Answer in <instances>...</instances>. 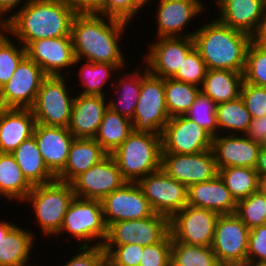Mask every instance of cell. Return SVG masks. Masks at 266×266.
<instances>
[{
    "label": "cell",
    "instance_id": "1",
    "mask_svg": "<svg viewBox=\"0 0 266 266\" xmlns=\"http://www.w3.org/2000/svg\"><path fill=\"white\" fill-rule=\"evenodd\" d=\"M100 14H76L71 25V38L75 53V65L82 59L94 63L126 65L121 36L129 24ZM106 18V20H105Z\"/></svg>",
    "mask_w": 266,
    "mask_h": 266
},
{
    "label": "cell",
    "instance_id": "2",
    "mask_svg": "<svg viewBox=\"0 0 266 266\" xmlns=\"http://www.w3.org/2000/svg\"><path fill=\"white\" fill-rule=\"evenodd\" d=\"M8 16V34L24 47L34 40L71 36L76 15L65 0H30Z\"/></svg>",
    "mask_w": 266,
    "mask_h": 266
},
{
    "label": "cell",
    "instance_id": "3",
    "mask_svg": "<svg viewBox=\"0 0 266 266\" xmlns=\"http://www.w3.org/2000/svg\"><path fill=\"white\" fill-rule=\"evenodd\" d=\"M193 40L208 70L244 72L247 50L253 40L251 35L215 18L195 29Z\"/></svg>",
    "mask_w": 266,
    "mask_h": 266
},
{
    "label": "cell",
    "instance_id": "4",
    "mask_svg": "<svg viewBox=\"0 0 266 266\" xmlns=\"http://www.w3.org/2000/svg\"><path fill=\"white\" fill-rule=\"evenodd\" d=\"M161 135L133 131L111 154L122 177L137 182L161 168Z\"/></svg>",
    "mask_w": 266,
    "mask_h": 266
},
{
    "label": "cell",
    "instance_id": "5",
    "mask_svg": "<svg viewBox=\"0 0 266 266\" xmlns=\"http://www.w3.org/2000/svg\"><path fill=\"white\" fill-rule=\"evenodd\" d=\"M74 197L71 183L55 179L46 184L34 185L22 202L32 206L43 234L56 236Z\"/></svg>",
    "mask_w": 266,
    "mask_h": 266
},
{
    "label": "cell",
    "instance_id": "6",
    "mask_svg": "<svg viewBox=\"0 0 266 266\" xmlns=\"http://www.w3.org/2000/svg\"><path fill=\"white\" fill-rule=\"evenodd\" d=\"M64 232L71 235L69 238L74 237L78 239L77 242H82L78 247H91L92 243L93 247L102 246L107 236V227L101 201L74 197L56 235L60 236Z\"/></svg>",
    "mask_w": 266,
    "mask_h": 266
},
{
    "label": "cell",
    "instance_id": "7",
    "mask_svg": "<svg viewBox=\"0 0 266 266\" xmlns=\"http://www.w3.org/2000/svg\"><path fill=\"white\" fill-rule=\"evenodd\" d=\"M47 75L41 82L35 102L30 108L37 124L68 128L74 97H70L67 76Z\"/></svg>",
    "mask_w": 266,
    "mask_h": 266
},
{
    "label": "cell",
    "instance_id": "8",
    "mask_svg": "<svg viewBox=\"0 0 266 266\" xmlns=\"http://www.w3.org/2000/svg\"><path fill=\"white\" fill-rule=\"evenodd\" d=\"M169 119L165 79L148 71L142 77L141 91L132 119L133 131L161 135Z\"/></svg>",
    "mask_w": 266,
    "mask_h": 266
},
{
    "label": "cell",
    "instance_id": "9",
    "mask_svg": "<svg viewBox=\"0 0 266 266\" xmlns=\"http://www.w3.org/2000/svg\"><path fill=\"white\" fill-rule=\"evenodd\" d=\"M220 214L192 205H186L169 219V230L177 242L211 247Z\"/></svg>",
    "mask_w": 266,
    "mask_h": 266
},
{
    "label": "cell",
    "instance_id": "10",
    "mask_svg": "<svg viewBox=\"0 0 266 266\" xmlns=\"http://www.w3.org/2000/svg\"><path fill=\"white\" fill-rule=\"evenodd\" d=\"M136 183L155 213L170 219L187 205L188 187L168 176L161 168Z\"/></svg>",
    "mask_w": 266,
    "mask_h": 266
},
{
    "label": "cell",
    "instance_id": "11",
    "mask_svg": "<svg viewBox=\"0 0 266 266\" xmlns=\"http://www.w3.org/2000/svg\"><path fill=\"white\" fill-rule=\"evenodd\" d=\"M169 232V218L154 213L143 219L123 220L110 224L103 245L147 246L160 242Z\"/></svg>",
    "mask_w": 266,
    "mask_h": 266
},
{
    "label": "cell",
    "instance_id": "12",
    "mask_svg": "<svg viewBox=\"0 0 266 266\" xmlns=\"http://www.w3.org/2000/svg\"><path fill=\"white\" fill-rule=\"evenodd\" d=\"M162 153L195 154L212 149V136L185 115L171 117L161 133Z\"/></svg>",
    "mask_w": 266,
    "mask_h": 266
},
{
    "label": "cell",
    "instance_id": "13",
    "mask_svg": "<svg viewBox=\"0 0 266 266\" xmlns=\"http://www.w3.org/2000/svg\"><path fill=\"white\" fill-rule=\"evenodd\" d=\"M161 169L187 187L218 175L212 149L195 154L161 153Z\"/></svg>",
    "mask_w": 266,
    "mask_h": 266
},
{
    "label": "cell",
    "instance_id": "14",
    "mask_svg": "<svg viewBox=\"0 0 266 266\" xmlns=\"http://www.w3.org/2000/svg\"><path fill=\"white\" fill-rule=\"evenodd\" d=\"M46 76L39 65L25 56L17 65L10 80L0 88L4 108L30 109Z\"/></svg>",
    "mask_w": 266,
    "mask_h": 266
},
{
    "label": "cell",
    "instance_id": "15",
    "mask_svg": "<svg viewBox=\"0 0 266 266\" xmlns=\"http://www.w3.org/2000/svg\"><path fill=\"white\" fill-rule=\"evenodd\" d=\"M126 182L113 156L108 154L100 162L76 177L71 185L75 197L101 201Z\"/></svg>",
    "mask_w": 266,
    "mask_h": 266
},
{
    "label": "cell",
    "instance_id": "16",
    "mask_svg": "<svg viewBox=\"0 0 266 266\" xmlns=\"http://www.w3.org/2000/svg\"><path fill=\"white\" fill-rule=\"evenodd\" d=\"M101 205L106 227L118 221L143 219L155 213L136 182H126L104 197Z\"/></svg>",
    "mask_w": 266,
    "mask_h": 266
},
{
    "label": "cell",
    "instance_id": "17",
    "mask_svg": "<svg viewBox=\"0 0 266 266\" xmlns=\"http://www.w3.org/2000/svg\"><path fill=\"white\" fill-rule=\"evenodd\" d=\"M249 230L235 213L219 216L211 248L220 264L247 261Z\"/></svg>",
    "mask_w": 266,
    "mask_h": 266
},
{
    "label": "cell",
    "instance_id": "18",
    "mask_svg": "<svg viewBox=\"0 0 266 266\" xmlns=\"http://www.w3.org/2000/svg\"><path fill=\"white\" fill-rule=\"evenodd\" d=\"M194 47L193 37L157 38L155 43H150V50L143 61L147 62L146 67L151 74L163 79L172 78Z\"/></svg>",
    "mask_w": 266,
    "mask_h": 266
},
{
    "label": "cell",
    "instance_id": "19",
    "mask_svg": "<svg viewBox=\"0 0 266 266\" xmlns=\"http://www.w3.org/2000/svg\"><path fill=\"white\" fill-rule=\"evenodd\" d=\"M25 49L26 56L39 65L46 75L60 76L62 70H66L64 72L69 76L68 68L75 65L71 36L34 40Z\"/></svg>",
    "mask_w": 266,
    "mask_h": 266
},
{
    "label": "cell",
    "instance_id": "20",
    "mask_svg": "<svg viewBox=\"0 0 266 266\" xmlns=\"http://www.w3.org/2000/svg\"><path fill=\"white\" fill-rule=\"evenodd\" d=\"M157 38L161 37H193L194 32L185 33V27L195 19L202 10L201 0H158ZM185 33V34H183Z\"/></svg>",
    "mask_w": 266,
    "mask_h": 266
},
{
    "label": "cell",
    "instance_id": "21",
    "mask_svg": "<svg viewBox=\"0 0 266 266\" xmlns=\"http://www.w3.org/2000/svg\"><path fill=\"white\" fill-rule=\"evenodd\" d=\"M239 134L212 137V151L218 170L227 167L256 168L262 145Z\"/></svg>",
    "mask_w": 266,
    "mask_h": 266
},
{
    "label": "cell",
    "instance_id": "22",
    "mask_svg": "<svg viewBox=\"0 0 266 266\" xmlns=\"http://www.w3.org/2000/svg\"><path fill=\"white\" fill-rule=\"evenodd\" d=\"M33 136L46 166L57 176L67 163L74 136L66 127L37 123Z\"/></svg>",
    "mask_w": 266,
    "mask_h": 266
},
{
    "label": "cell",
    "instance_id": "23",
    "mask_svg": "<svg viewBox=\"0 0 266 266\" xmlns=\"http://www.w3.org/2000/svg\"><path fill=\"white\" fill-rule=\"evenodd\" d=\"M220 17L217 18L232 29L254 37L262 24L266 0H216Z\"/></svg>",
    "mask_w": 266,
    "mask_h": 266
},
{
    "label": "cell",
    "instance_id": "24",
    "mask_svg": "<svg viewBox=\"0 0 266 266\" xmlns=\"http://www.w3.org/2000/svg\"><path fill=\"white\" fill-rule=\"evenodd\" d=\"M105 96L75 95L68 126L74 138H94L108 108Z\"/></svg>",
    "mask_w": 266,
    "mask_h": 266
},
{
    "label": "cell",
    "instance_id": "25",
    "mask_svg": "<svg viewBox=\"0 0 266 266\" xmlns=\"http://www.w3.org/2000/svg\"><path fill=\"white\" fill-rule=\"evenodd\" d=\"M36 120L31 109L3 108L0 111V152L13 153L33 136Z\"/></svg>",
    "mask_w": 266,
    "mask_h": 266
},
{
    "label": "cell",
    "instance_id": "26",
    "mask_svg": "<svg viewBox=\"0 0 266 266\" xmlns=\"http://www.w3.org/2000/svg\"><path fill=\"white\" fill-rule=\"evenodd\" d=\"M187 204L212 210L220 215L234 214L237 208V202L219 175L212 180L189 186Z\"/></svg>",
    "mask_w": 266,
    "mask_h": 266
},
{
    "label": "cell",
    "instance_id": "27",
    "mask_svg": "<svg viewBox=\"0 0 266 266\" xmlns=\"http://www.w3.org/2000/svg\"><path fill=\"white\" fill-rule=\"evenodd\" d=\"M107 155L108 153L94 138H75L70 147L67 163L56 179L71 183Z\"/></svg>",
    "mask_w": 266,
    "mask_h": 266
},
{
    "label": "cell",
    "instance_id": "28",
    "mask_svg": "<svg viewBox=\"0 0 266 266\" xmlns=\"http://www.w3.org/2000/svg\"><path fill=\"white\" fill-rule=\"evenodd\" d=\"M26 179L34 186L46 184L56 176L46 166L34 136L25 140L12 153Z\"/></svg>",
    "mask_w": 266,
    "mask_h": 266
},
{
    "label": "cell",
    "instance_id": "29",
    "mask_svg": "<svg viewBox=\"0 0 266 266\" xmlns=\"http://www.w3.org/2000/svg\"><path fill=\"white\" fill-rule=\"evenodd\" d=\"M243 73L231 70H208L201 91L216 104L240 97Z\"/></svg>",
    "mask_w": 266,
    "mask_h": 266
},
{
    "label": "cell",
    "instance_id": "30",
    "mask_svg": "<svg viewBox=\"0 0 266 266\" xmlns=\"http://www.w3.org/2000/svg\"><path fill=\"white\" fill-rule=\"evenodd\" d=\"M32 232L16 225L0 240V266H24L28 264L34 238Z\"/></svg>",
    "mask_w": 266,
    "mask_h": 266
},
{
    "label": "cell",
    "instance_id": "31",
    "mask_svg": "<svg viewBox=\"0 0 266 266\" xmlns=\"http://www.w3.org/2000/svg\"><path fill=\"white\" fill-rule=\"evenodd\" d=\"M33 185L26 179L12 153L0 152V195L22 202ZM3 195V196H2Z\"/></svg>",
    "mask_w": 266,
    "mask_h": 266
},
{
    "label": "cell",
    "instance_id": "32",
    "mask_svg": "<svg viewBox=\"0 0 266 266\" xmlns=\"http://www.w3.org/2000/svg\"><path fill=\"white\" fill-rule=\"evenodd\" d=\"M144 69L142 73L137 69L132 75L124 74L117 81H114L115 85L113 88L117 90L114 92L119 97H116L117 100L114 98H112L113 100H107L108 108L131 121L140 95L142 77L148 72L147 67Z\"/></svg>",
    "mask_w": 266,
    "mask_h": 266
},
{
    "label": "cell",
    "instance_id": "33",
    "mask_svg": "<svg viewBox=\"0 0 266 266\" xmlns=\"http://www.w3.org/2000/svg\"><path fill=\"white\" fill-rule=\"evenodd\" d=\"M133 132L132 121L107 108L94 139L112 154Z\"/></svg>",
    "mask_w": 266,
    "mask_h": 266
},
{
    "label": "cell",
    "instance_id": "34",
    "mask_svg": "<svg viewBox=\"0 0 266 266\" xmlns=\"http://www.w3.org/2000/svg\"><path fill=\"white\" fill-rule=\"evenodd\" d=\"M236 202L248 197L260 189V180L255 168L227 167L218 170Z\"/></svg>",
    "mask_w": 266,
    "mask_h": 266
},
{
    "label": "cell",
    "instance_id": "35",
    "mask_svg": "<svg viewBox=\"0 0 266 266\" xmlns=\"http://www.w3.org/2000/svg\"><path fill=\"white\" fill-rule=\"evenodd\" d=\"M216 118L218 130H226V133L237 135L242 132L243 135L247 132L250 122L252 121L251 114L245 107L241 97L237 99L217 104Z\"/></svg>",
    "mask_w": 266,
    "mask_h": 266
},
{
    "label": "cell",
    "instance_id": "36",
    "mask_svg": "<svg viewBox=\"0 0 266 266\" xmlns=\"http://www.w3.org/2000/svg\"><path fill=\"white\" fill-rule=\"evenodd\" d=\"M200 91L201 87L193 84L165 78V100L170 118L185 115Z\"/></svg>",
    "mask_w": 266,
    "mask_h": 266
},
{
    "label": "cell",
    "instance_id": "37",
    "mask_svg": "<svg viewBox=\"0 0 266 266\" xmlns=\"http://www.w3.org/2000/svg\"><path fill=\"white\" fill-rule=\"evenodd\" d=\"M171 266H220L211 247L177 242L172 238Z\"/></svg>",
    "mask_w": 266,
    "mask_h": 266
},
{
    "label": "cell",
    "instance_id": "38",
    "mask_svg": "<svg viewBox=\"0 0 266 266\" xmlns=\"http://www.w3.org/2000/svg\"><path fill=\"white\" fill-rule=\"evenodd\" d=\"M126 65H114L110 63H94L87 61L81 65L79 70L83 90L81 95L106 96L103 86L112 76V72L125 68Z\"/></svg>",
    "mask_w": 266,
    "mask_h": 266
},
{
    "label": "cell",
    "instance_id": "39",
    "mask_svg": "<svg viewBox=\"0 0 266 266\" xmlns=\"http://www.w3.org/2000/svg\"><path fill=\"white\" fill-rule=\"evenodd\" d=\"M235 214L249 228L266 224V194L260 188L237 202Z\"/></svg>",
    "mask_w": 266,
    "mask_h": 266
},
{
    "label": "cell",
    "instance_id": "40",
    "mask_svg": "<svg viewBox=\"0 0 266 266\" xmlns=\"http://www.w3.org/2000/svg\"><path fill=\"white\" fill-rule=\"evenodd\" d=\"M216 109L217 104L200 91L185 116L197 123L212 137H215L220 132L217 125Z\"/></svg>",
    "mask_w": 266,
    "mask_h": 266
},
{
    "label": "cell",
    "instance_id": "41",
    "mask_svg": "<svg viewBox=\"0 0 266 266\" xmlns=\"http://www.w3.org/2000/svg\"><path fill=\"white\" fill-rule=\"evenodd\" d=\"M243 79L246 83L266 87V47L254 39L247 50Z\"/></svg>",
    "mask_w": 266,
    "mask_h": 266
},
{
    "label": "cell",
    "instance_id": "42",
    "mask_svg": "<svg viewBox=\"0 0 266 266\" xmlns=\"http://www.w3.org/2000/svg\"><path fill=\"white\" fill-rule=\"evenodd\" d=\"M7 35H6V34ZM0 38V88L12 77L17 65L26 56L25 47L15 45L5 32Z\"/></svg>",
    "mask_w": 266,
    "mask_h": 266
},
{
    "label": "cell",
    "instance_id": "43",
    "mask_svg": "<svg viewBox=\"0 0 266 266\" xmlns=\"http://www.w3.org/2000/svg\"><path fill=\"white\" fill-rule=\"evenodd\" d=\"M208 69L198 50L194 47L185 57L181 67L172 77L175 80L201 87Z\"/></svg>",
    "mask_w": 266,
    "mask_h": 266
},
{
    "label": "cell",
    "instance_id": "44",
    "mask_svg": "<svg viewBox=\"0 0 266 266\" xmlns=\"http://www.w3.org/2000/svg\"><path fill=\"white\" fill-rule=\"evenodd\" d=\"M102 247L107 254L108 266H139L143 246L127 244L102 245Z\"/></svg>",
    "mask_w": 266,
    "mask_h": 266
},
{
    "label": "cell",
    "instance_id": "45",
    "mask_svg": "<svg viewBox=\"0 0 266 266\" xmlns=\"http://www.w3.org/2000/svg\"><path fill=\"white\" fill-rule=\"evenodd\" d=\"M172 236L169 232L160 242L143 246L139 266H170Z\"/></svg>",
    "mask_w": 266,
    "mask_h": 266
},
{
    "label": "cell",
    "instance_id": "46",
    "mask_svg": "<svg viewBox=\"0 0 266 266\" xmlns=\"http://www.w3.org/2000/svg\"><path fill=\"white\" fill-rule=\"evenodd\" d=\"M240 97L252 119L266 116V87L256 86L243 81Z\"/></svg>",
    "mask_w": 266,
    "mask_h": 266
},
{
    "label": "cell",
    "instance_id": "47",
    "mask_svg": "<svg viewBox=\"0 0 266 266\" xmlns=\"http://www.w3.org/2000/svg\"><path fill=\"white\" fill-rule=\"evenodd\" d=\"M76 252L63 266H108L102 246L79 247Z\"/></svg>",
    "mask_w": 266,
    "mask_h": 266
},
{
    "label": "cell",
    "instance_id": "48",
    "mask_svg": "<svg viewBox=\"0 0 266 266\" xmlns=\"http://www.w3.org/2000/svg\"><path fill=\"white\" fill-rule=\"evenodd\" d=\"M142 7L135 0H106L105 16L130 23Z\"/></svg>",
    "mask_w": 266,
    "mask_h": 266
},
{
    "label": "cell",
    "instance_id": "49",
    "mask_svg": "<svg viewBox=\"0 0 266 266\" xmlns=\"http://www.w3.org/2000/svg\"><path fill=\"white\" fill-rule=\"evenodd\" d=\"M247 261H266V224L249 230Z\"/></svg>",
    "mask_w": 266,
    "mask_h": 266
},
{
    "label": "cell",
    "instance_id": "50",
    "mask_svg": "<svg viewBox=\"0 0 266 266\" xmlns=\"http://www.w3.org/2000/svg\"><path fill=\"white\" fill-rule=\"evenodd\" d=\"M76 14L105 15L106 0H65Z\"/></svg>",
    "mask_w": 266,
    "mask_h": 266
},
{
    "label": "cell",
    "instance_id": "51",
    "mask_svg": "<svg viewBox=\"0 0 266 266\" xmlns=\"http://www.w3.org/2000/svg\"><path fill=\"white\" fill-rule=\"evenodd\" d=\"M244 135L258 144L265 145L266 116L252 119V121L249 124L248 130Z\"/></svg>",
    "mask_w": 266,
    "mask_h": 266
},
{
    "label": "cell",
    "instance_id": "52",
    "mask_svg": "<svg viewBox=\"0 0 266 266\" xmlns=\"http://www.w3.org/2000/svg\"><path fill=\"white\" fill-rule=\"evenodd\" d=\"M24 0H0V17L5 21L7 22V17L8 14L12 11V12H15L13 11V9H17L19 11L17 7H19L20 3L22 2L23 3ZM30 0H25L24 2H29ZM8 13V14H7Z\"/></svg>",
    "mask_w": 266,
    "mask_h": 266
},
{
    "label": "cell",
    "instance_id": "53",
    "mask_svg": "<svg viewBox=\"0 0 266 266\" xmlns=\"http://www.w3.org/2000/svg\"><path fill=\"white\" fill-rule=\"evenodd\" d=\"M255 169L258 173L260 183L263 180H266V145H262L260 148L258 162Z\"/></svg>",
    "mask_w": 266,
    "mask_h": 266
},
{
    "label": "cell",
    "instance_id": "54",
    "mask_svg": "<svg viewBox=\"0 0 266 266\" xmlns=\"http://www.w3.org/2000/svg\"><path fill=\"white\" fill-rule=\"evenodd\" d=\"M253 39L260 45L266 47V11L260 29Z\"/></svg>",
    "mask_w": 266,
    "mask_h": 266
},
{
    "label": "cell",
    "instance_id": "55",
    "mask_svg": "<svg viewBox=\"0 0 266 266\" xmlns=\"http://www.w3.org/2000/svg\"><path fill=\"white\" fill-rule=\"evenodd\" d=\"M16 224L10 223L7 221H0V240L4 238L14 227Z\"/></svg>",
    "mask_w": 266,
    "mask_h": 266
},
{
    "label": "cell",
    "instance_id": "56",
    "mask_svg": "<svg viewBox=\"0 0 266 266\" xmlns=\"http://www.w3.org/2000/svg\"><path fill=\"white\" fill-rule=\"evenodd\" d=\"M220 266H252V261L221 263Z\"/></svg>",
    "mask_w": 266,
    "mask_h": 266
},
{
    "label": "cell",
    "instance_id": "57",
    "mask_svg": "<svg viewBox=\"0 0 266 266\" xmlns=\"http://www.w3.org/2000/svg\"><path fill=\"white\" fill-rule=\"evenodd\" d=\"M1 30L6 32L7 27H6V22L0 17V38L4 34V32H2Z\"/></svg>",
    "mask_w": 266,
    "mask_h": 266
},
{
    "label": "cell",
    "instance_id": "58",
    "mask_svg": "<svg viewBox=\"0 0 266 266\" xmlns=\"http://www.w3.org/2000/svg\"><path fill=\"white\" fill-rule=\"evenodd\" d=\"M252 266H266V261H252Z\"/></svg>",
    "mask_w": 266,
    "mask_h": 266
},
{
    "label": "cell",
    "instance_id": "59",
    "mask_svg": "<svg viewBox=\"0 0 266 266\" xmlns=\"http://www.w3.org/2000/svg\"><path fill=\"white\" fill-rule=\"evenodd\" d=\"M142 8L145 4H149L150 0H135ZM148 2V3H147Z\"/></svg>",
    "mask_w": 266,
    "mask_h": 266
},
{
    "label": "cell",
    "instance_id": "60",
    "mask_svg": "<svg viewBox=\"0 0 266 266\" xmlns=\"http://www.w3.org/2000/svg\"><path fill=\"white\" fill-rule=\"evenodd\" d=\"M260 188L264 191V193L266 194V180H263L261 182Z\"/></svg>",
    "mask_w": 266,
    "mask_h": 266
},
{
    "label": "cell",
    "instance_id": "61",
    "mask_svg": "<svg viewBox=\"0 0 266 266\" xmlns=\"http://www.w3.org/2000/svg\"><path fill=\"white\" fill-rule=\"evenodd\" d=\"M4 108L2 102H1V98H0V111Z\"/></svg>",
    "mask_w": 266,
    "mask_h": 266
}]
</instances>
